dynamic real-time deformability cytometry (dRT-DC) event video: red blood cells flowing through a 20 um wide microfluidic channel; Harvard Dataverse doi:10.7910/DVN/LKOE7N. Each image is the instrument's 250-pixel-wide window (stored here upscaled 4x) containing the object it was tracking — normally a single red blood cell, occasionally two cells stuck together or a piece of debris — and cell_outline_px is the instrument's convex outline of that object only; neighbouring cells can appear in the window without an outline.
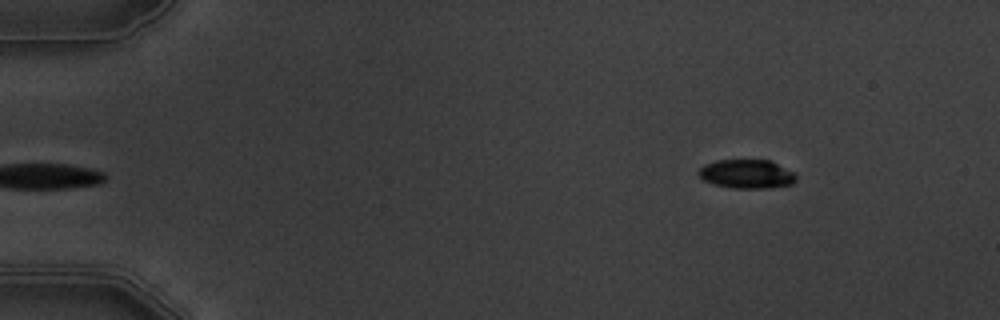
{"species": "common noctule bat (a hibernating species)", "species_latin": "Nyctalus noctula", "temperature_condition": "warm", "stored_images_in_passage": 6, "camera_frame_rate_fps": 3000, "um_per_image_px": 0.085, "animal": {"sex": "male", "body_mass_g": 19.5, "forearm_length_mm": 54.6}, "frame": {"image": 1, "passage_image": 6, "time_ms": 6.667, "image_size_px": [1000, 320], "cell_outline_px": [[796, 180], [792, 184], [768, 188], [732, 188], [712, 184], [704, 180], [696, 172], [704, 164], [716, 160], [772, 160], [796, 172]], "centroid_in_image_um": [63.49, 14.78], "position_along_channel_um": 21.5, "area_um2": 16.7}}